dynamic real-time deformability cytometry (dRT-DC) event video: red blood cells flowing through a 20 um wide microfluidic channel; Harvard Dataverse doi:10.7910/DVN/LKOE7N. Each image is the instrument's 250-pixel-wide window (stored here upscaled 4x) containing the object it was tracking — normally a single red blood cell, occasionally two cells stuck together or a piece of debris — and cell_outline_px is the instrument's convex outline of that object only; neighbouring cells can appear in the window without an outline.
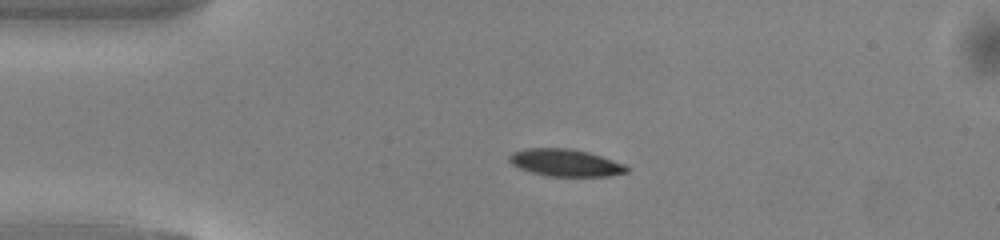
{"species": "common noctule bat (a hibernating species)", "species_latin": "Nyctalus noctula", "temperature_condition": "warm", "stored_images_in_passage": 40, "camera_frame_rate_fps": 3000, "um_per_image_px": 0.085, "animal": {"sex": "male", "body_mass_g": 13.0, "forearm_length_mm": 53.1}, "frame": {"image": 1, "passage_image": 1, "time_ms": 0.0, "image_size_px": [1000, 240], "cell_outline_px": [[628, 172], [608, 176], [548, 176], [532, 172], [520, 168], [512, 164], [508, 160], [508, 156], [512, 152], [524, 148], [568, 148], [588, 152], [624, 164], [628, 168]], "centroid_in_image_um": [48.02, 13.82], "position_along_channel_um": 37.0, "area_um2": 18.5}}
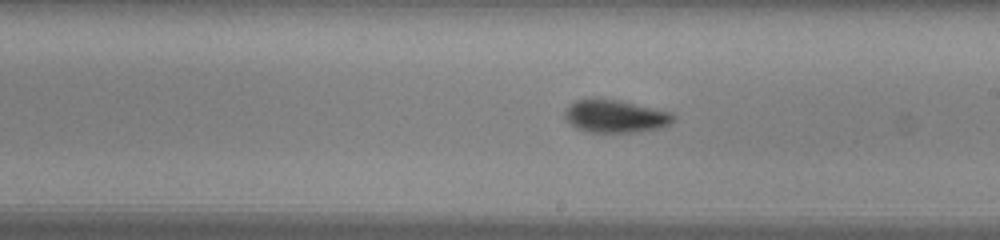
{"frame": {"image": 2, "passage_image": 18, "time_ms": 5.667, "image_size_px": [1000, 240], "cell_outline_px": [[676, 120], [660, 128], [632, 132], [588, 132], [576, 128], [564, 116], [564, 112], [568, 104], [576, 100], [592, 96], [616, 100], [672, 112], [676, 116]], "centroid_in_image_um": [52.27, 9.86], "position_along_channel_um": 236.7, "area_um2": 20.92}}
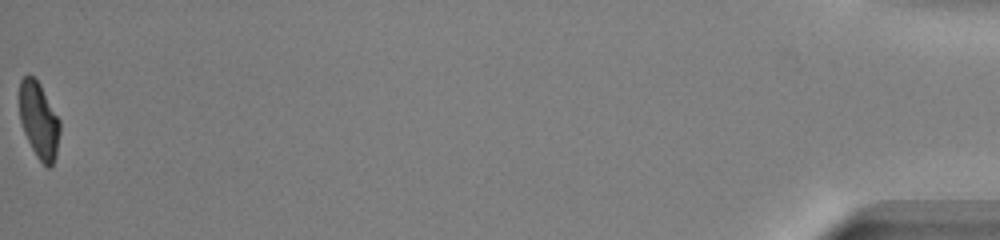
{"frame": {"image": 3, "passage_image": 40, "time_ms": 13.0, "image_size_px": [1000, 240], "cell_outline_px": [[60, 132], [56, 156], [52, 164], [48, 168], [36, 156], [24, 132], [20, 120], [20, 80], [28, 72], [40, 84], [60, 120]], "centroid_in_image_um": [3.32, 10.22], "position_along_channel_um": 431.9, "area_um2": 17.86}, "authors_computed_cell_mechanics": {"area_um2": 19.7387, "velocity_mm_per_s": 4.1171, "shape_relaxation_time_tau1_ms": 3.165, "shape_relaxation_time_tau2_ms": 2.5797, "deformation_change_tau1": 0.1327, "deformation_change_tau2": 0.0873}}